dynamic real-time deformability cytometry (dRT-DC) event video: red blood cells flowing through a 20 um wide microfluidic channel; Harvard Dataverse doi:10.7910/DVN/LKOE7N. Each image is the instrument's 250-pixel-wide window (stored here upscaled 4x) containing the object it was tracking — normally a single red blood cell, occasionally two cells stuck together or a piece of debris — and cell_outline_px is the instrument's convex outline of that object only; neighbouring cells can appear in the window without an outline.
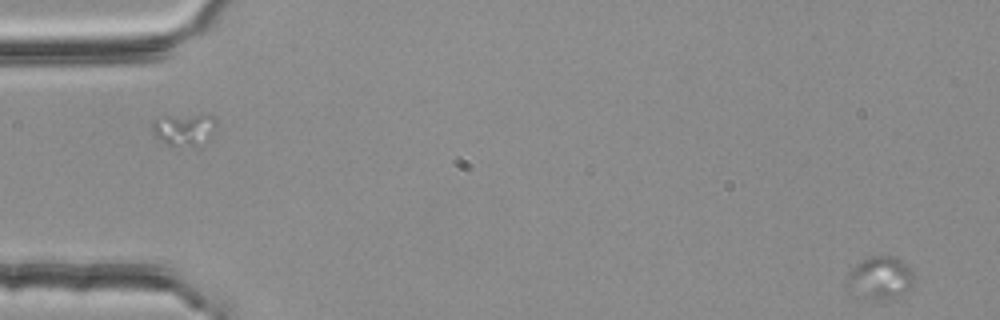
{"species": "common noctule bat (a hibernating species)", "species_latin": "Nyctalus noctula", "temperature_condition": "room temperature", "stored_images_in_passage": 2, "segment_of_instrument_passage": [2, 2], "camera_frame_rate_fps": 3000, "um_per_image_px": 0.085, "animal": {"sex": "female", "body_mass_g": 25.1}, "frame": {"image": 1, "passage_image": 2, "time_ms": 0.333, "image_size_px": [1000, 320], "cell_outline_px": [[916, 280], [912, 288], [904, 292], [880, 300], [876, 300], [864, 296], [848, 288], [848, 276], [868, 256], [892, 256], [900, 260], [912, 272]], "centroid_in_image_um": [74.89, 23.61], "position_along_channel_um": 10.1, "area_um2": 15.78}}